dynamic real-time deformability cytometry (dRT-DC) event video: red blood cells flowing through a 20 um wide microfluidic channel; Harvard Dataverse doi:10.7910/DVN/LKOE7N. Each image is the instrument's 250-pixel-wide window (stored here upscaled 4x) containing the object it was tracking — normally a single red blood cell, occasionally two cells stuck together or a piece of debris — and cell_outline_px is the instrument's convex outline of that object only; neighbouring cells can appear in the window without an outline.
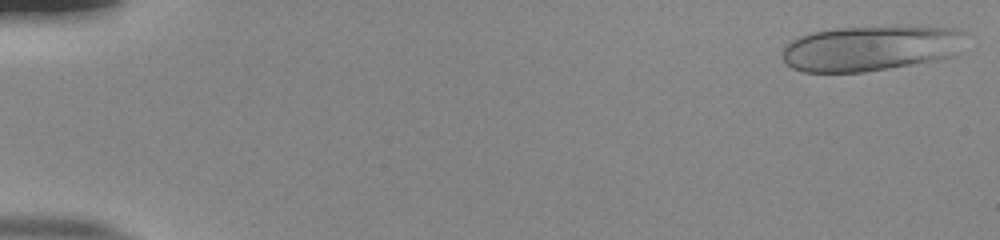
{"species": "human", "species_latin": "Homo sapiens", "temperature_condition": "room temperature", "stored_images_in_passage": 53, "camera_frame_rate_fps": 3000, "um_per_image_px": 0.085, "donor": {"sex": "male"}, "frame": {"image": 1, "passage_image": 2, "time_ms": 0.333, "image_size_px": [1000, 240], "cell_outline_px": [[964, 32], [956, 56], [912, 64], [864, 72], [804, 72], [792, 68], [780, 56], [784, 48], [792, 40], [800, 36], [812, 32], [836, 28], [956, 28]], "centroid_in_image_um": [73.93, 4.13], "position_along_channel_um": 11.1, "area_um2": 47.45}}
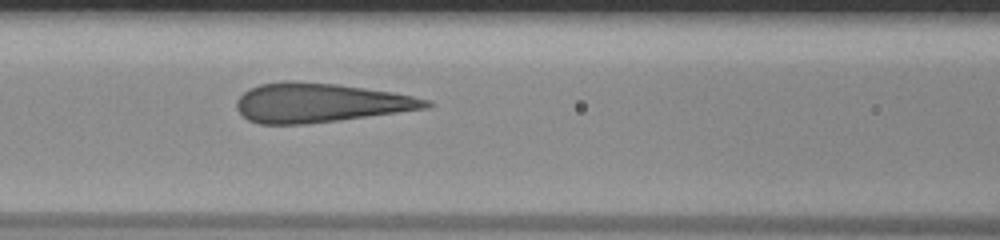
{"frame": {"image": 2, "passage_image": 24, "time_ms": 7.667, "image_size_px": [1000, 240], "cell_outline_px": [[432, 108], [340, 120], [304, 124], [260, 124], [248, 120], [236, 108], [236, 100], [248, 88], [260, 84], [288, 80], [336, 84], [392, 92], [412, 96], [428, 100], [432, 104]], "centroid_in_image_um": [27.19, 8.74], "position_along_channel_um": 139.4, "area_um2": 43.29}}
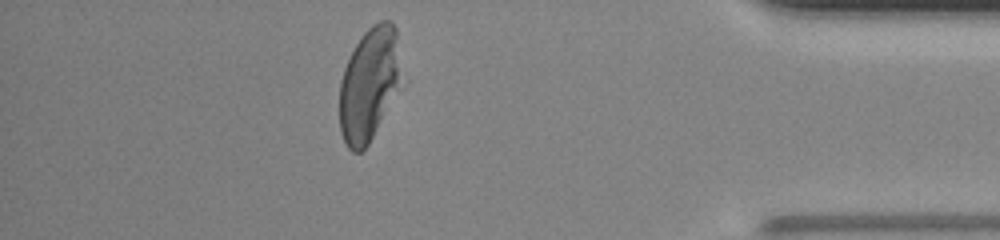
{"frame": {"image": 3, "passage_image": 47, "time_ms": 15.333, "image_size_px": [1000, 240], "cell_outline_px": [[408, 80], [368, 144], [360, 152], [352, 152], [348, 148], [340, 132], [340, 80], [344, 68], [356, 44], [364, 32], [372, 24], [380, 20], [392, 20], [396, 28]], "centroid_in_image_um": [31.51, 7.12], "position_along_channel_um": 403.7, "area_um2": 42.95}, "authors_computed_cell_mechanics": {"area_um2": 43.4656, "velocity_mm_per_s": 3.9003, "shape_relaxation_time_tau1_ms": 8.4611, "shape_relaxation_time_tau2_ms": null, "deformation_change_tau1": 0.2876, "deformation_change_tau2": null}}